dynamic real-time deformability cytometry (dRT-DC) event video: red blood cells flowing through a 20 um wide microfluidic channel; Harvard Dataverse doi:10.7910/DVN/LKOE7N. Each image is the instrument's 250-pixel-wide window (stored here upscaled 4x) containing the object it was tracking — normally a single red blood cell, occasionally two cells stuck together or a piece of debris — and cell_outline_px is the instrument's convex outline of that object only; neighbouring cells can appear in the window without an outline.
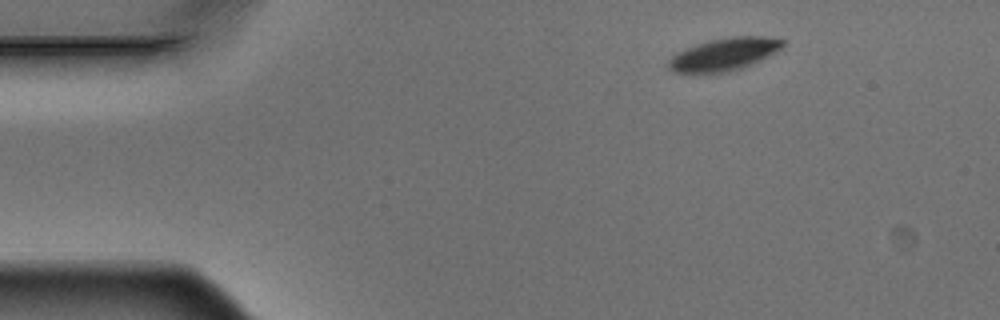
{"species": "Egyptian fruit bat (a non-hibernating species)", "species_latin": "Rousettus aegyptiacus", "temperature_condition": "warm", "stored_images_in_passage": 3, "camera_frame_rate_fps": 3000, "um_per_image_px": 0.085, "animal": {"sex": "male"}, "frame": {"image": 1, "passage_image": 1, "time_ms": 0.0, "image_size_px": [1000, 320], "cell_outline_px": [[784, 44], [776, 52], [752, 64], [728, 72], [676, 72], [668, 68], [668, 60], [676, 52], [696, 44], [708, 40], [732, 36], [768, 36], [784, 40]], "centroid_in_image_um": [61.55, 4.59], "position_along_channel_um": 23.4, "area_um2": 21.56}}